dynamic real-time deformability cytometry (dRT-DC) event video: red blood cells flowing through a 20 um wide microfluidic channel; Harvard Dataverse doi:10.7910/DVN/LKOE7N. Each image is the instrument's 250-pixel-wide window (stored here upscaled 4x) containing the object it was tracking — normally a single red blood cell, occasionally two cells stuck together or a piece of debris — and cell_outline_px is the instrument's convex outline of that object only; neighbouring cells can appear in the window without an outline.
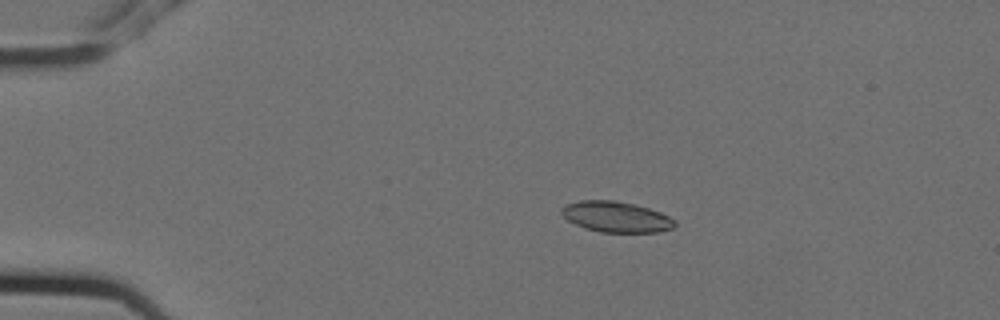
{"species": "Egyptian fruit bat (a non-hibernating species)", "species_latin": "Rousettus aegyptiacus", "temperature_condition": "cold", "stored_images_in_passage": 4, "camera_frame_rate_fps": 3000, "um_per_image_px": 0.085, "animal": {"sex": "female"}, "frame": {"image": 1, "passage_image": 3, "time_ms": 0.667, "image_size_px": [1000, 320], "cell_outline_px": [[676, 224], [672, 228], [660, 232], [600, 232], [584, 228], [568, 220], [560, 212], [560, 208], [564, 204], [580, 200], [616, 200], [648, 208], [660, 212], [676, 220]], "centroid_in_image_um": [52.35, 18.43], "position_along_channel_um": 32.7, "area_um2": 20.35}}